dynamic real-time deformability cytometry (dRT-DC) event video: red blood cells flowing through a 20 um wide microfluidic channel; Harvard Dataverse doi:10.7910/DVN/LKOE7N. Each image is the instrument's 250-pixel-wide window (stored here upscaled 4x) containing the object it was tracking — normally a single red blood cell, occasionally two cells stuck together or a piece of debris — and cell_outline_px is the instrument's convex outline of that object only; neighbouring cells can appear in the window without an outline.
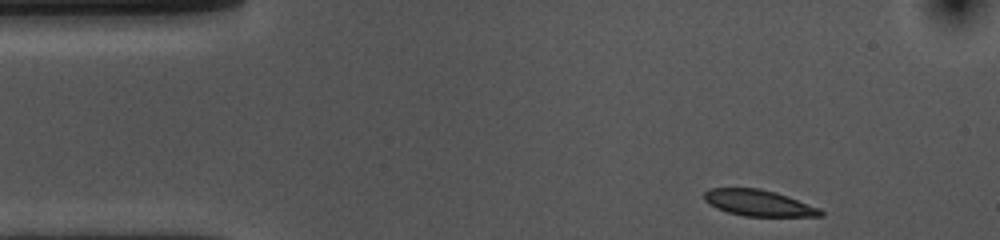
{"species": "common noctule bat (a hibernating species)", "species_latin": "Nyctalus noctula", "temperature_condition": "cold", "stored_images_in_passage": 43, "camera_frame_rate_fps": 3000, "um_per_image_px": 0.085, "animal": {"sex": "female", "body_mass_g": 10.0, "forearm_length_mm": 53.1}, "frame": {"image": 1, "passage_image": 1, "time_ms": 0.0, "image_size_px": [1000, 240], "cell_outline_px": [[824, 216], [744, 216], [728, 212], [716, 208], [708, 204], [704, 200], [704, 192], [712, 188], [760, 188], [776, 192], [788, 196], [820, 208], [824, 212]], "centroid_in_image_um": [64.48, 17.25], "position_along_channel_um": 20.5, "area_um2": 17.8}}
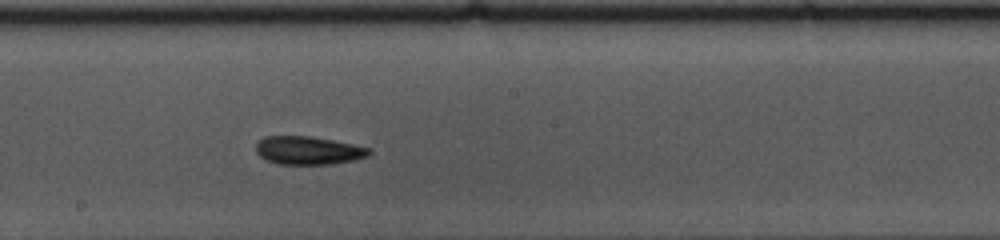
{"frame": {"image": 2, "passage_image": 23, "time_ms": 7.333, "image_size_px": [1000, 240], "cell_outline_px": [[372, 152], [368, 156], [356, 160], [332, 164], [280, 164], [268, 160], [260, 156], [256, 152], [256, 144], [264, 136], [308, 136], [332, 140], [352, 144], [368, 148]], "centroid_in_image_um": [26.21, 12.79], "position_along_channel_um": 222.0, "area_um2": 18.5}}
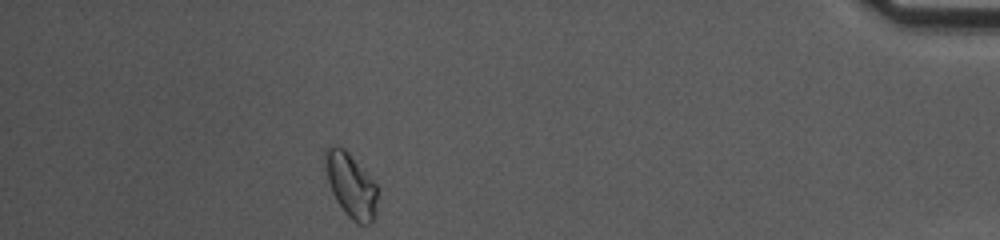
{"frame": {"image": 3, "passage_image": 43, "time_ms": 14.0, "image_size_px": [1000, 240], "cell_outline_px": [[376, 216], [368, 224], [356, 224], [344, 212], [336, 200], [332, 192], [320, 160], [324, 148], [336, 144], [344, 148], [348, 152], [376, 184]], "centroid_in_image_um": [29.74, 15.69], "position_along_channel_um": 405.5, "area_um2": 20.0}, "authors_computed_cell_mechanics": {"area_um2": 18.496, "velocity_mm_per_s": 3.6029, "shape_relaxation_time_tau1_ms": 6.157, "shape_relaxation_time_tau2_ms": null, "deformation_change_tau1": 0.1256, "deformation_change_tau2": null}}